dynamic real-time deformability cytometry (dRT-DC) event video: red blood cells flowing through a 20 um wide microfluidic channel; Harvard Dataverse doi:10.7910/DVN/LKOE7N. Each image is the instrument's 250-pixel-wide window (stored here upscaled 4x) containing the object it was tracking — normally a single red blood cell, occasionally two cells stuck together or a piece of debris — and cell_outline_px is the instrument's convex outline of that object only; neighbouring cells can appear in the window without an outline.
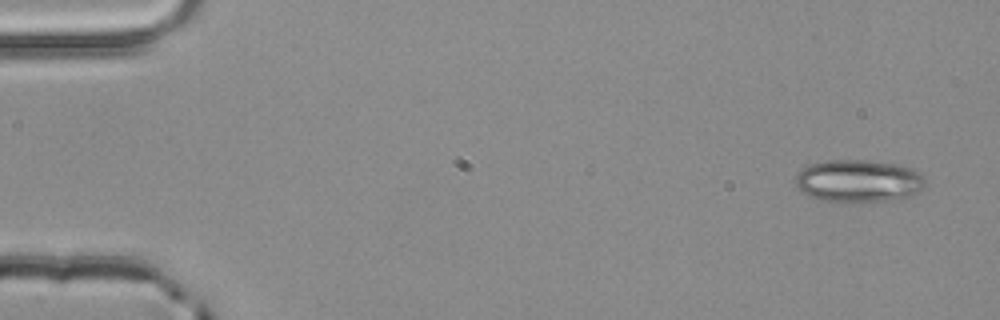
{"species": "common noctule bat (a hibernating species)", "species_latin": "Nyctalus noctula", "temperature_condition": "room temperature", "stored_images_in_passage": 4, "camera_frame_rate_fps": 3000, "um_per_image_px": 0.085, "animal": {"sex": "male", "body_mass_g": 20.4}, "frame": {"image": 1, "passage_image": 1, "time_ms": 0.0, "image_size_px": [1000, 320], "cell_outline_px": [[924, 188], [912, 196], [888, 200], [820, 200], [804, 192], [796, 184], [796, 172], [808, 164], [828, 160], [864, 160], [896, 164], [908, 168], [924, 176]], "centroid_in_image_um": [72.97, 15.35], "position_along_channel_um": 12.0, "area_um2": 31.44}}